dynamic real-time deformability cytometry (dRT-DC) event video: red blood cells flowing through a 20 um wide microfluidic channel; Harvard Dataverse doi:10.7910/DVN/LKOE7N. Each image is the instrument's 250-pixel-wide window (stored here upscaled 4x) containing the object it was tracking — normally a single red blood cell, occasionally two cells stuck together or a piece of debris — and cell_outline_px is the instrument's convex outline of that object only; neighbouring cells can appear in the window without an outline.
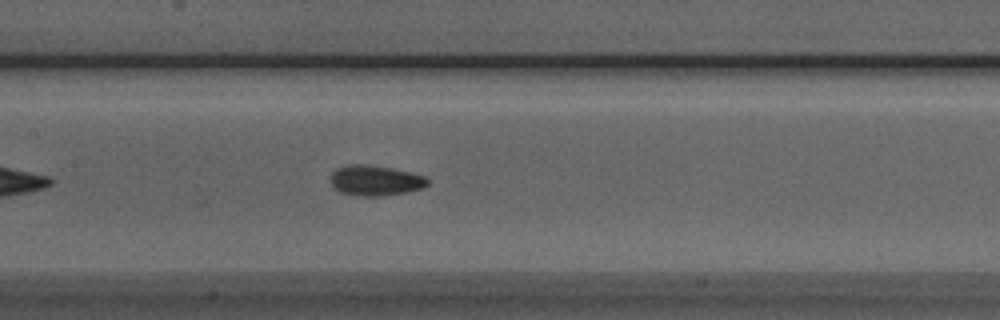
{"species": "Egyptian fruit bat (a non-hibernating species)", "species_latin": "Rousettus aegyptiacus", "temperature_condition": "room temperature", "stored_images_in_passage": 16, "camera_frame_rate_fps": 3000, "um_per_image_px": 0.085, "animal": {"sex": "male"}, "frame": {"image": 1, "passage_image": 13, "time_ms": 4.0, "image_size_px": [1000, 320], "cell_outline_px": [[428, 184], [424, 188], [404, 192], [380, 196], [360, 196], [340, 192], [332, 188], [332, 172], [336, 168], [348, 164], [364, 164], [392, 168], [424, 176], [428, 180]], "centroid_in_image_um": [31.87, 15.34], "position_along_channel_um": 175.5, "area_um2": 17.05}}